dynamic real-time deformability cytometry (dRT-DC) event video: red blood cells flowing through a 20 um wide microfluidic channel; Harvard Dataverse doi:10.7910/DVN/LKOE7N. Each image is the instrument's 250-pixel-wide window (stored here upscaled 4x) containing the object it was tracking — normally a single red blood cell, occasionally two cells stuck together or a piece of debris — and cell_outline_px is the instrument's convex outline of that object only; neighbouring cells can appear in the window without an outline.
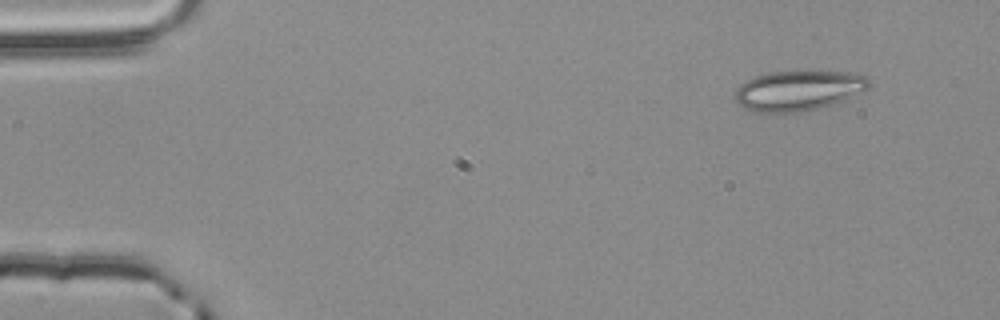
{"species": "common noctule bat (a hibernating species)", "species_latin": "Nyctalus noctula", "temperature_condition": "room temperature", "stored_images_in_passage": 4, "camera_frame_rate_fps": 3000, "um_per_image_px": 0.085, "animal": {"sex": "male", "body_mass_g": 20.4}, "frame": {"image": 1, "passage_image": 1, "time_ms": 0.0, "image_size_px": [1000, 320], "cell_outline_px": [[872, 80], [868, 88], [844, 100], [832, 104], [804, 112], [752, 112], [744, 108], [736, 100], [736, 88], [740, 84], [756, 76], [768, 72], [848, 72], [868, 76]], "centroid_in_image_um": [67.88, 7.7], "position_along_channel_um": 17.1, "area_um2": 31.15}}